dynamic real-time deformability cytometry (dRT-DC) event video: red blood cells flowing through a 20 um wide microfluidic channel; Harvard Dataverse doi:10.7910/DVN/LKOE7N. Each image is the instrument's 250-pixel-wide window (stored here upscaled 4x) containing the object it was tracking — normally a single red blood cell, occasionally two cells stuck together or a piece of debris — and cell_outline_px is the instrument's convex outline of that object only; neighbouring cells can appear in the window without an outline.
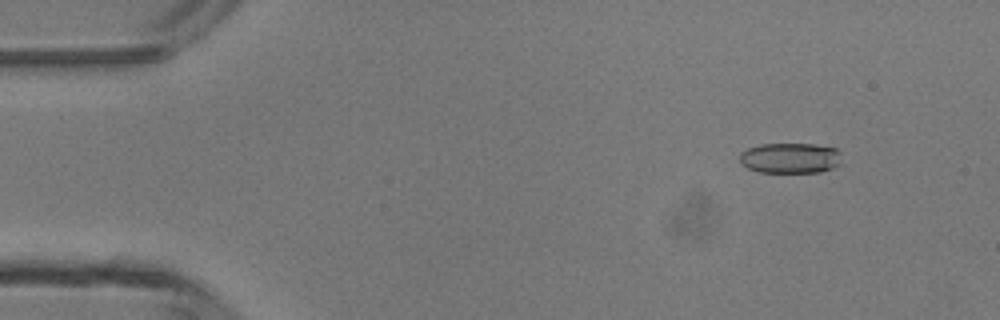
{"species": "common noctule bat (a hibernating species)", "species_latin": "Nyctalus noctula", "temperature_condition": "room temperature", "stored_images_in_passage": 4, "camera_frame_rate_fps": 3000, "um_per_image_px": 0.085, "animal": {"sex": "male", "body_mass_g": 13.3}, "frame": {"image": 1, "passage_image": 2, "time_ms": 1.0, "image_size_px": [1000, 320], "cell_outline_px": [[840, 164], [832, 168], [820, 172], [760, 172], [748, 168], [740, 164], [740, 152], [748, 148], [760, 144], [816, 144], [836, 148], [840, 152]], "centroid_in_image_um": [67.16, 13.43], "position_along_channel_um": 17.8, "area_um2": 18.21}}